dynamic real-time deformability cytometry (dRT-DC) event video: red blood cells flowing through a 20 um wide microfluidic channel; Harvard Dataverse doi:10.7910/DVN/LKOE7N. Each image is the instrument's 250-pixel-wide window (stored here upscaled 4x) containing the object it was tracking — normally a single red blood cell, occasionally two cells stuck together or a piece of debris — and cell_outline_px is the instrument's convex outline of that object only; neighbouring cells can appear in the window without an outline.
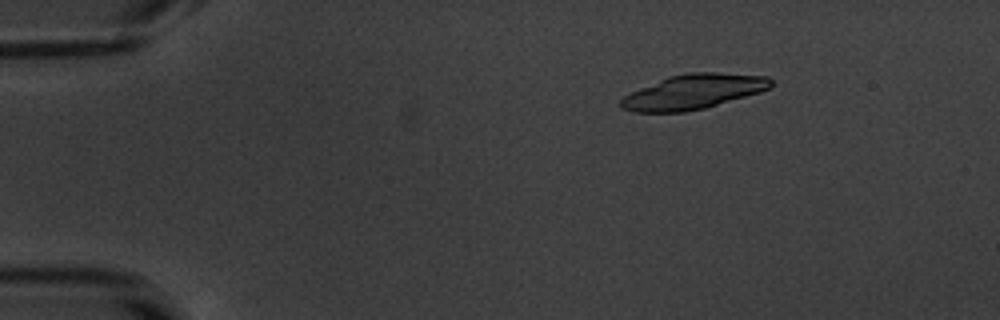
{"species": "common noctule bat (a hibernating species)", "species_latin": "Nyctalus noctula", "temperature_condition": "warm", "stored_images_in_passage": 11, "camera_frame_rate_fps": 3000, "um_per_image_px": 0.085, "animal": {"sex": "male", "body_mass_g": 20.1, "forearm_length_mm": 53.5}, "frame": {"image": 1, "passage_image": 1, "time_ms": 0.0, "image_size_px": [1000, 320], "cell_outline_px": [[772, 88], [760, 92], [704, 108], [684, 112], [636, 112], [620, 108], [620, 100], [624, 96], [640, 88], [668, 76], [688, 72], [716, 72], [768, 76], [772, 80]], "centroid_in_image_um": [58.95, 7.79], "position_along_channel_um": 26.1, "area_um2": 30.35}}